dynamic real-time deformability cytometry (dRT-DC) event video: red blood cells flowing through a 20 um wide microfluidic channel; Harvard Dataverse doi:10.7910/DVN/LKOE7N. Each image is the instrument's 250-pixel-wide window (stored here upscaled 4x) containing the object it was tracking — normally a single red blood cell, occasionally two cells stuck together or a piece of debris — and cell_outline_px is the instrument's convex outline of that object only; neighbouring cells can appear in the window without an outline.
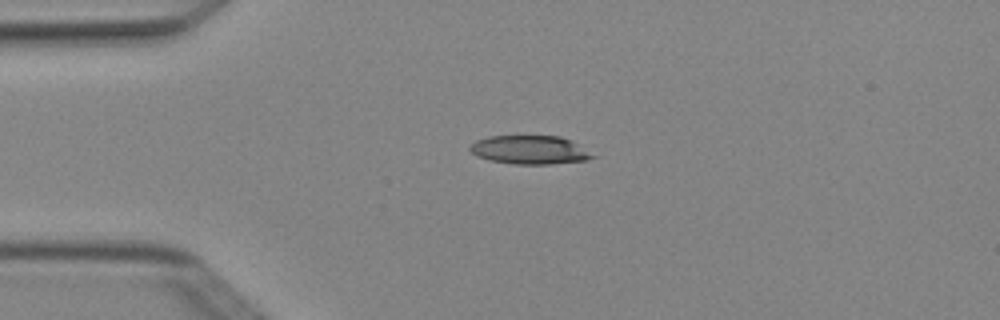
{"species": "Egyptian fruit bat (a non-hibernating species)", "species_latin": "Rousettus aegyptiacus", "temperature_condition": "cold", "stored_images_in_passage": 4, "camera_frame_rate_fps": 3000, "um_per_image_px": 0.085, "animal": {"sex": "female"}, "frame": {"image": 1, "passage_image": 2, "time_ms": 0.333, "image_size_px": [1000, 320], "cell_outline_px": [[596, 156], [588, 160], [552, 164], [512, 164], [488, 160], [476, 156], [468, 148], [476, 140], [488, 136], [516, 132], [560, 136], [572, 140]], "centroid_in_image_um": [45.0, 12.68], "position_along_channel_um": 40.0, "area_um2": 21.62}}
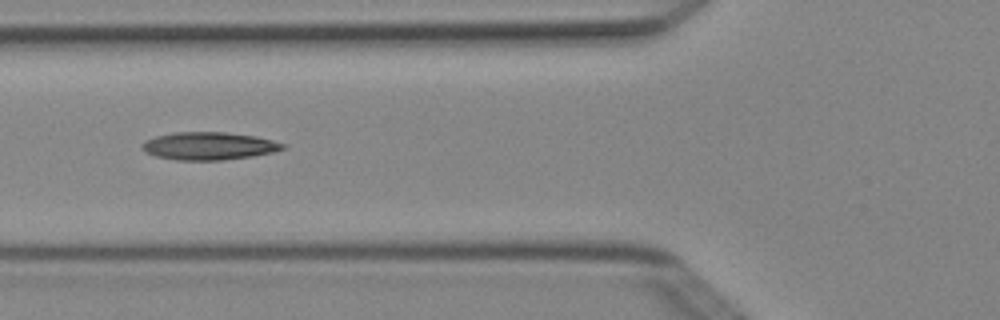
{"frame": {"image": 2, "passage_image": 4, "time_ms": 1.0, "image_size_px": [1000, 320], "cell_outline_px": [[288, 144], [284, 148], [272, 152], [252, 156], [224, 160], [176, 160], [156, 156], [144, 152], [140, 148], [140, 144], [144, 140], [156, 136], [172, 132], [224, 132], [256, 136]], "centroid_in_image_um": [17.71, 12.4], "position_along_channel_um": 108.1, "area_um2": 22.95}}